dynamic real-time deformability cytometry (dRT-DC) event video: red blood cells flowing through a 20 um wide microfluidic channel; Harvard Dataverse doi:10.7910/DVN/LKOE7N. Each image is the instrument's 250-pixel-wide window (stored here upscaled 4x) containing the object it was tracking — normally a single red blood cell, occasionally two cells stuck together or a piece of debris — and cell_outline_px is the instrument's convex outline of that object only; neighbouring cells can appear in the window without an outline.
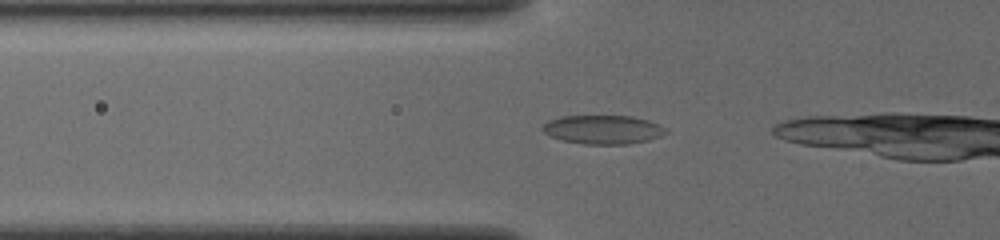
{"species": "common noctule bat (a hibernating species)", "species_latin": "Nyctalus noctula", "temperature_condition": "cold", "stored_images_in_passage": 17, "camera_frame_rate_fps": 3000, "um_per_image_px": 0.085, "animal": {"sex": "female", "body_mass_g": 19.5, "forearm_length_mm": 54.1}, "frame": {"image": 1, "passage_image": 12, "time_ms": 3.667, "image_size_px": [1000, 240], "cell_outline_px": [[668, 132], [660, 136], [648, 140], [628, 144], [584, 144], [560, 140], [544, 132], [540, 128], [548, 120], [560, 116], [632, 116], [648, 120], [664, 128]], "centroid_in_image_um": [51.21, 11.01], "position_along_channel_um": 74.6, "area_um2": 20.63}}
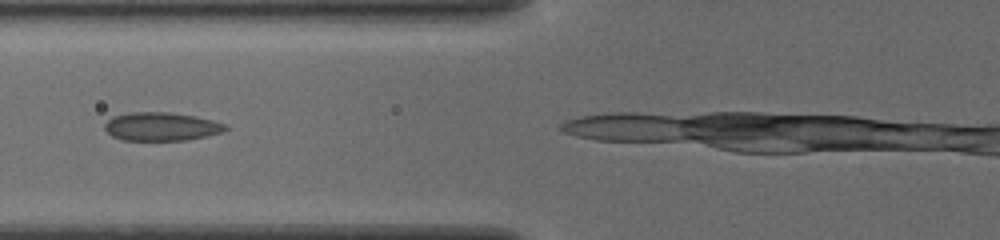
{"frame": {"image": 2, "passage_image": 15, "time_ms": 4.667, "image_size_px": [1000, 240], "cell_outline_px": [[228, 128], [224, 132], [208, 136], [188, 140], [120, 140], [112, 136], [104, 128], [104, 124], [112, 116], [128, 112], [168, 112], [196, 116], [212, 120], [224, 124]], "centroid_in_image_um": [13.7, 10.76], "position_along_channel_um": 112.1, "area_um2": 20.17}}